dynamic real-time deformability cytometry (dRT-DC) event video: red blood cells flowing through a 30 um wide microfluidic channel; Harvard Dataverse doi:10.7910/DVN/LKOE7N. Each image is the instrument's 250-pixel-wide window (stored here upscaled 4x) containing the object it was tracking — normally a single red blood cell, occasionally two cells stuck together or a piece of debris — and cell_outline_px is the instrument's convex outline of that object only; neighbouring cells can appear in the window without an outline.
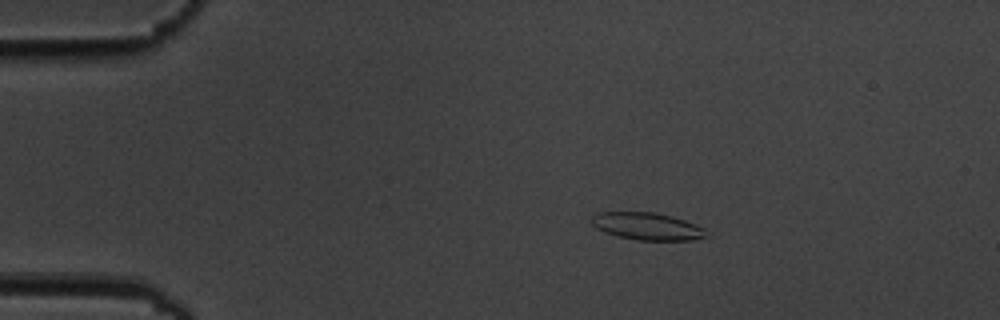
{"species": "common noctule bat (a hibernating species)", "species_latin": "Nyctalus noctula", "temperature_condition": "cold", "stored_images_in_passage": 5, "camera_frame_rate_fps": 3000, "um_per_image_px": 0.085, "animal": {"sex": "male", "body_mass_g": 19.5, "forearm_length_mm": 54.6}, "frame": {"image": 1, "passage_image": 4, "time_ms": 3.333, "image_size_px": [1000, 320], "cell_outline_px": [[712, 236], [692, 240], [640, 240], [616, 236], [604, 232], [596, 228], [592, 224], [592, 216], [596, 212], [656, 212], [672, 216], [696, 224], [704, 228]], "centroid_in_image_um": [55.05, 19.24], "position_along_channel_um": 30.0, "area_um2": 18.5}}